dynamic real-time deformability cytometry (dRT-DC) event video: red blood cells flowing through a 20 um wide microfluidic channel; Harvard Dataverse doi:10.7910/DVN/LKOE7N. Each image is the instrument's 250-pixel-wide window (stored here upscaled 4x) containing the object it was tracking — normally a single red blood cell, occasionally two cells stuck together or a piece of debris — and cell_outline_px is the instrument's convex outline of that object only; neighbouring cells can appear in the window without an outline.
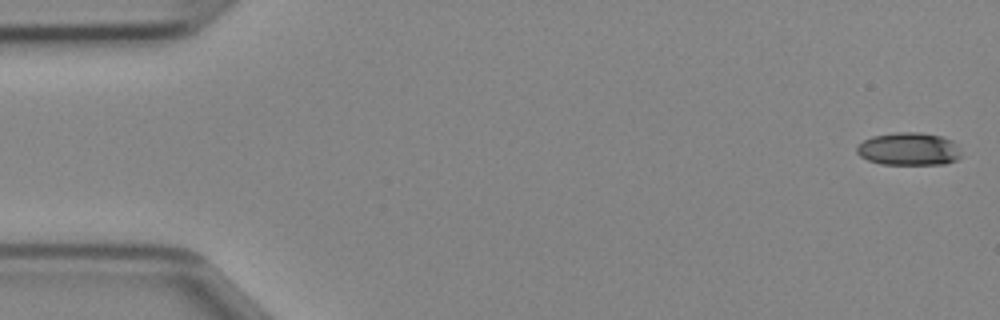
{"species": "Egyptian fruit bat (a non-hibernating species)", "species_latin": "Rousettus aegyptiacus", "temperature_condition": "cold", "stored_images_in_passage": 47, "camera_frame_rate_fps": 3000, "um_per_image_px": 0.085, "animal": {"sex": "female"}, "frame": {"image": 1, "passage_image": 1, "time_ms": 0.0, "image_size_px": [1000, 320], "cell_outline_px": [[960, 156], [956, 160], [944, 164], [880, 164], [868, 160], [860, 156], [856, 152], [856, 148], [864, 140], [872, 136], [896, 132], [920, 132], [940, 136], [952, 140], [960, 152]], "centroid_in_image_um": [77.22, 12.66], "position_along_channel_um": 7.8, "area_um2": 19.88}}
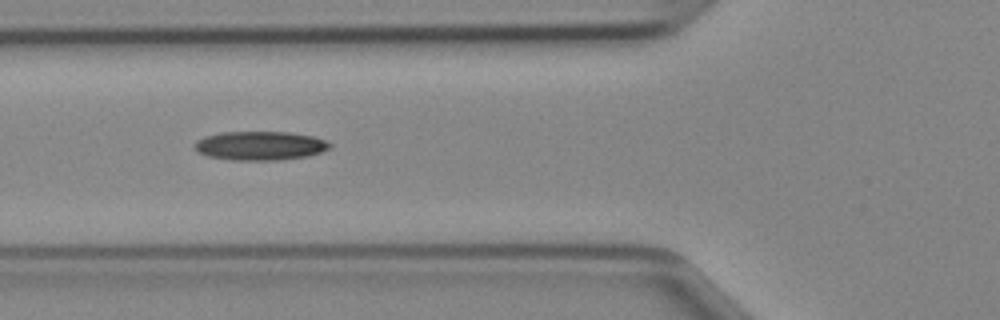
{"frame": {"image": 2, "passage_image": 17, "time_ms": 5.333, "image_size_px": [1000, 320], "cell_outline_px": [[332, 148], [308, 156], [280, 160], [232, 160], [208, 156], [196, 152], [192, 148], [196, 140], [204, 136], [220, 132], [288, 132], [312, 136], [324, 140], [332, 144]], "centroid_in_image_um": [22.06, 12.39], "position_along_channel_um": 103.7, "area_um2": 23.0}}
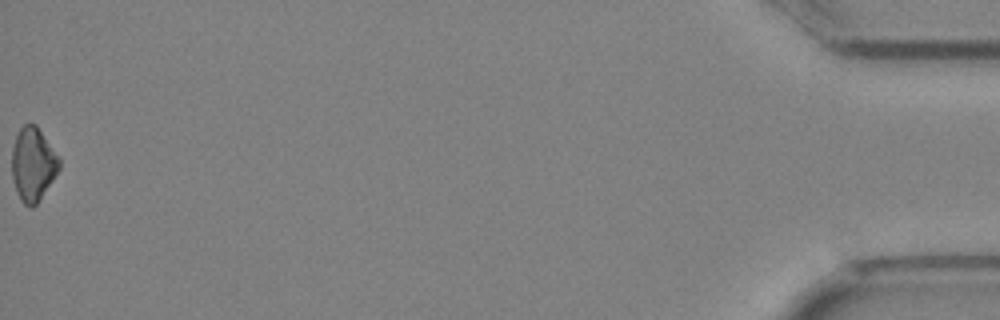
{"frame": {"image": 3, "passage_image": 47, "time_ms": 15.333, "image_size_px": [1000, 320], "cell_outline_px": [[60, 168], [40, 200], [32, 208], [28, 208], [20, 200], [16, 192], [12, 176], [12, 148], [16, 136], [20, 128], [24, 124], [36, 124], [60, 160]], "centroid_in_image_um": [2.79, 14.0], "position_along_channel_um": 432.4, "area_um2": 20.23}}